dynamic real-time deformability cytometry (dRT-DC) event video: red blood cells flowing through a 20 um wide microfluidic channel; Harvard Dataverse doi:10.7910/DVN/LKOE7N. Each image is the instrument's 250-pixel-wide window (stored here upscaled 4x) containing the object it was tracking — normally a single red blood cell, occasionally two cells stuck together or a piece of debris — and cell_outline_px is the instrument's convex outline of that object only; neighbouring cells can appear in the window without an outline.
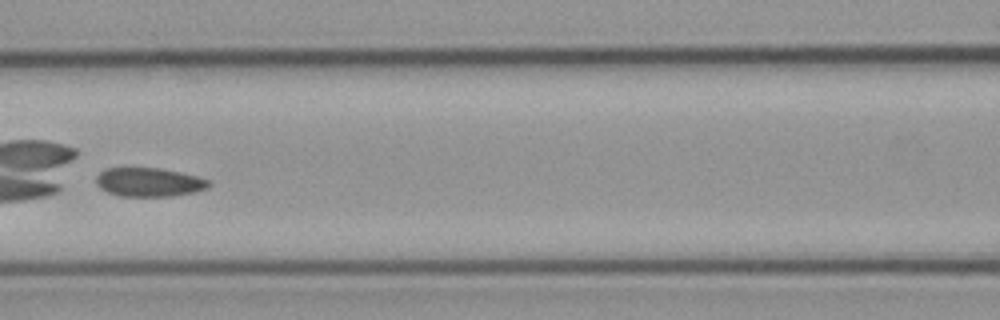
{"species": "common noctule bat (a hibernating species)", "species_latin": "Nyctalus noctula", "temperature_condition": "cold", "stored_images_in_passage": 7, "camera_frame_rate_fps": 3000, "um_per_image_px": 0.085, "animal": {"sex": "male", "body_mass_g": 23.1, "forearm_length_mm": 52.7}, "frame": {"image": 1, "passage_image": 7, "time_ms": 7.0, "image_size_px": [1000, 320], "cell_outline_px": [[212, 184], [208, 188], [196, 192], [172, 196], [120, 196], [108, 192], [100, 188], [96, 184], [96, 176], [104, 168], [160, 168], [180, 172], [196, 176], [208, 180]], "centroid_in_image_um": [12.67, 15.48], "position_along_channel_um": 153.9, "area_um2": 19.02}}